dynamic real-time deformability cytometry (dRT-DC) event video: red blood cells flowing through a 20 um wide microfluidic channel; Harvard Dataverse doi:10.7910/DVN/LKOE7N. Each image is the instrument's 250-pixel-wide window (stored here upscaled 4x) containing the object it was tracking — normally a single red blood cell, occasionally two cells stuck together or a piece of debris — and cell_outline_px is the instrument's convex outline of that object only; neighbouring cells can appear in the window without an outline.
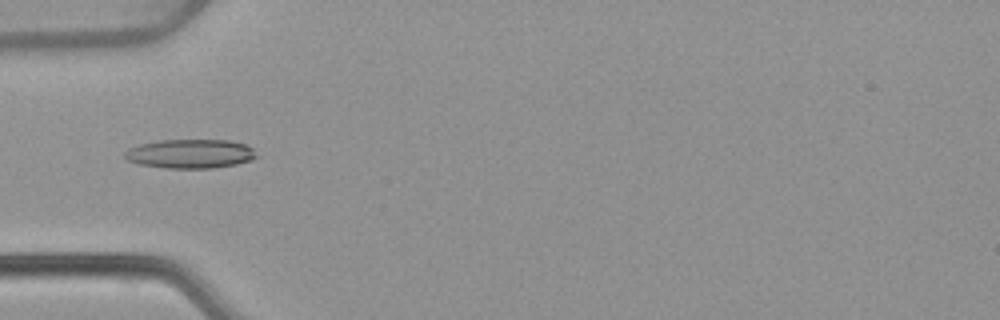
{"species": "common noctule bat (a hibernating species)", "species_latin": "Nyctalus noctula", "temperature_condition": "warm", "stored_images_in_passage": 53, "camera_frame_rate_fps": 3000, "um_per_image_px": 0.085, "animal": {"sex": "female", "body_mass_g": 22.7, "forearm_length_mm": 54.2}, "frame": {"image": 1, "passage_image": 17, "time_ms": 5.333, "image_size_px": [1000, 320], "cell_outline_px": [[260, 156], [252, 160], [236, 164], [212, 168], [164, 168], [140, 164], [128, 160], [124, 156], [124, 152], [128, 148], [140, 144], [160, 140], [228, 140], [244, 144], [252, 148]], "centroid_in_image_um": [16.19, 13.07], "position_along_channel_um": 68.8, "area_um2": 22.37}}
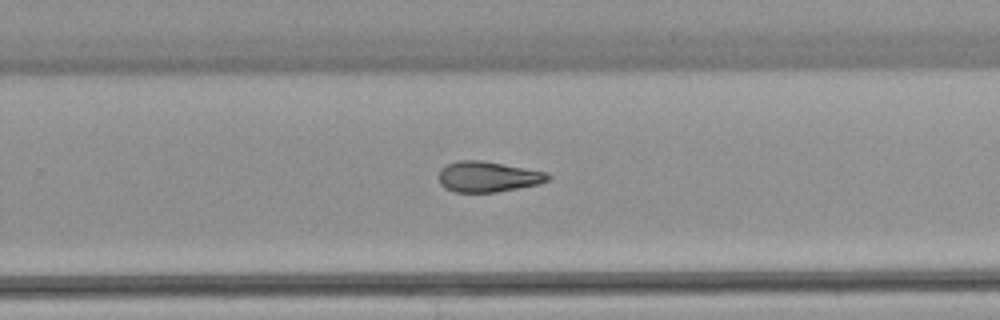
{"frame": {"image": 2, "passage_image": 34, "time_ms": 11.0, "image_size_px": [1000, 320], "cell_outline_px": [[552, 176], [548, 180], [540, 184], [496, 192], [456, 192], [444, 188], [440, 184], [440, 168], [456, 160], [480, 160], [524, 168], [544, 172]], "centroid_in_image_um": [41.45, 15.02], "position_along_channel_um": 288.3, "area_um2": 19.31}}
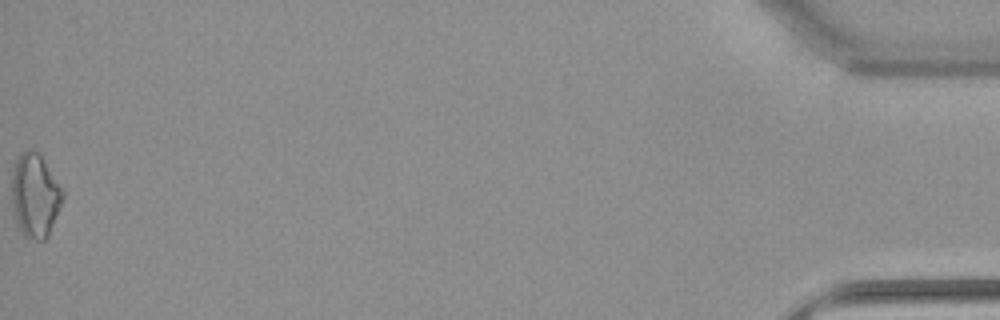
{"frame": {"image": 3, "passage_image": 53, "time_ms": 17.333, "image_size_px": [1000, 320], "cell_outline_px": [[64, 196], [48, 236], [44, 240], [28, 240], [24, 236], [12, 212], [12, 172], [16, 160], [20, 152], [28, 148], [36, 152], [40, 156], [64, 192]], "centroid_in_image_um": [2.95, 16.64], "position_along_channel_um": 432.3, "area_um2": 24.62}, "authors_computed_cell_mechanics": {"area_um2": 20.4612, "velocity_mm_per_s": 3.8723, "shape_relaxation_time_tau1_ms": null, "shape_relaxation_time_tau2_ms": 7.5636, "deformation_change_tau1": null, "deformation_change_tau2": 0.1936}}